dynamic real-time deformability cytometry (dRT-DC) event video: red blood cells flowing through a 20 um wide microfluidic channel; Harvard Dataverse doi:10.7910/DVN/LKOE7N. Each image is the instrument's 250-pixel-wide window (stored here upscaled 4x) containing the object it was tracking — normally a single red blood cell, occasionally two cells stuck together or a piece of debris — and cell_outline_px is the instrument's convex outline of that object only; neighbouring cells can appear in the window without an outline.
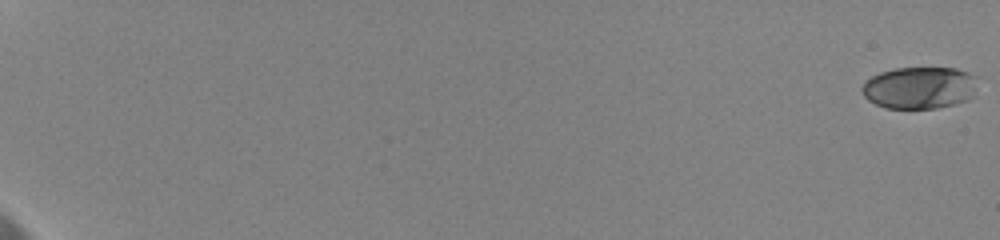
{"species": "human", "species_latin": "Homo sapiens", "temperature_condition": "cold", "stored_images_in_passage": 107, "camera_frame_rate_fps": 3000, "um_per_image_px": 0.085, "donor": {"sex": "female"}, "frame": {"image": 1, "passage_image": 1, "time_ms": 0.0, "image_size_px": [1000, 240], "cell_outline_px": [[976, 76], [968, 100], [936, 108], [884, 108], [868, 100], [864, 96], [860, 88], [872, 76], [880, 72], [896, 68], [956, 68], [968, 72]], "centroid_in_image_um": [78.1, 7.45], "position_along_channel_um": 6.9, "area_um2": 27.92}}
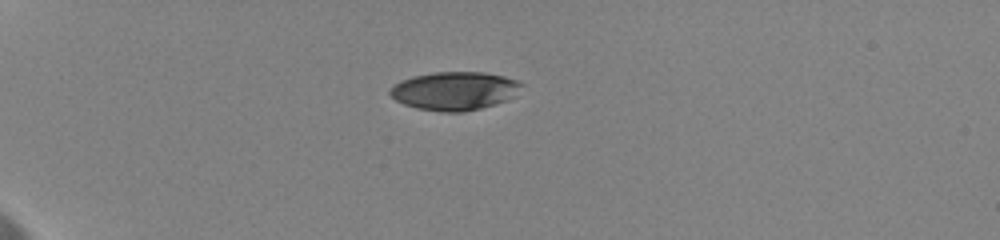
{"frame": {"image": 2, "passage_image": 40, "time_ms": 6.333, "image_size_px": [1000, 240], "cell_outline_px": [[524, 84], [504, 100], [480, 108], [464, 112], [440, 112], [416, 108], [404, 104], [396, 100], [388, 92], [400, 80], [412, 76], [436, 72], [484, 72], [504, 76], [516, 80]], "centroid_in_image_um": [38.57, 7.72], "position_along_channel_um": 46.4, "area_um2": 28.96}}
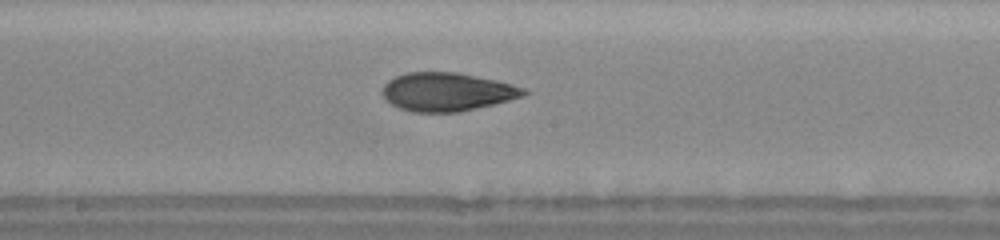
{"frame": {"image": 3, "passage_image": 83, "time_ms": 12.333, "image_size_px": [1000, 240], "cell_outline_px": [[528, 92], [524, 96], [460, 112], [412, 112], [400, 108], [392, 104], [384, 96], [384, 84], [388, 80], [396, 76], [408, 72], [456, 72], [496, 80], [524, 88]], "centroid_in_image_um": [37.99, 7.8], "position_along_channel_um": 210.2, "area_um2": 31.27}}